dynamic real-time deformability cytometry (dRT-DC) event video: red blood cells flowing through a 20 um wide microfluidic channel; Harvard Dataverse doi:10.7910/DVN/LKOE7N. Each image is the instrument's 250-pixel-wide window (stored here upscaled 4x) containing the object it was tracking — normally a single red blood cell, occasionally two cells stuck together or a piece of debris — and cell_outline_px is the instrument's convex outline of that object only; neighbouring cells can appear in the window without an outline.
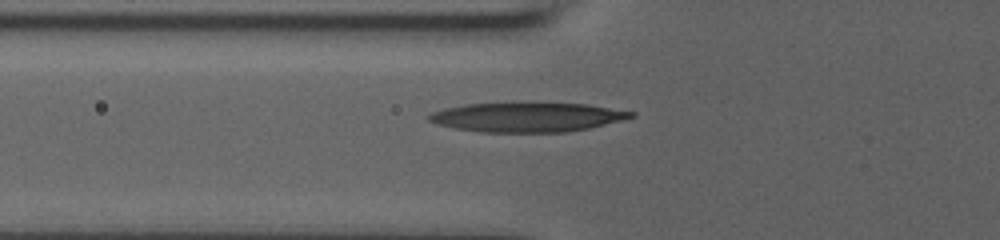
{"species": "human", "species_latin": "Homo sapiens", "temperature_condition": "room temperature", "stored_images_in_passage": 37, "camera_frame_rate_fps": 3000, "um_per_image_px": 0.085, "donor": {"sex": "male"}, "frame": {"image": 1, "passage_image": 2, "time_ms": 0.333, "image_size_px": [1000, 240], "cell_outline_px": [[636, 116], [624, 120], [588, 128], [564, 132], [480, 132], [456, 128], [440, 124], [428, 120], [428, 116], [432, 112], [448, 108], [468, 104], [588, 104], [636, 112]], "centroid_in_image_um": [44.88, 9.97], "position_along_channel_um": 80.9, "area_um2": 33.87}}
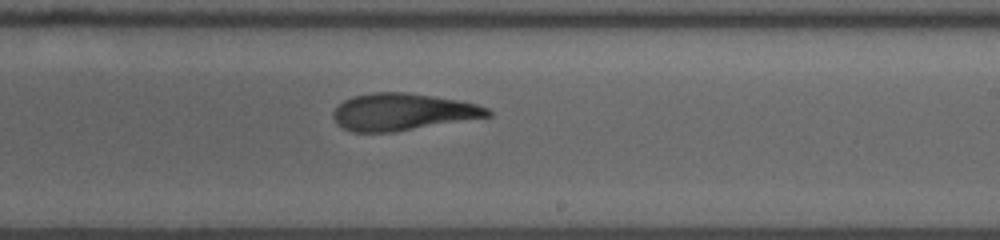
{"frame": {"image": 2, "passage_image": 16, "time_ms": 5.0, "image_size_px": [1000, 240], "cell_outline_px": [[492, 116], [392, 132], [352, 132], [336, 124], [332, 116], [332, 112], [344, 100], [352, 96], [372, 92], [408, 92], [456, 100], [476, 104], [488, 108], [492, 112]], "centroid_in_image_um": [34.19, 9.51], "position_along_channel_um": 254.8, "area_um2": 33.23}}
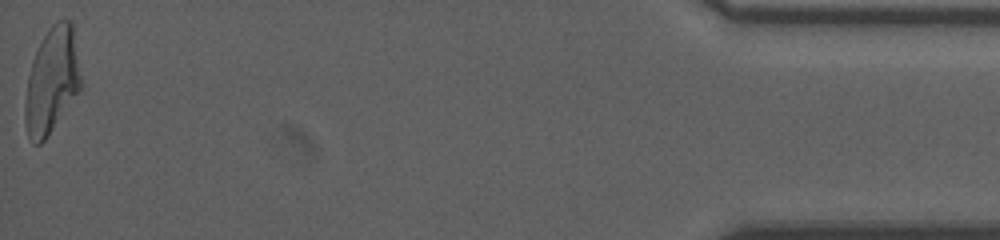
{"frame": {"image": 3, "passage_image": 37, "time_ms": 12.0, "image_size_px": [1000, 240], "cell_outline_px": [[84, 84], [80, 92], [44, 140], [40, 144], [32, 144], [28, 136], [24, 120], [24, 104], [28, 76], [32, 60], [48, 28], [56, 20], [72, 20]], "centroid_in_image_um": [4.44, 6.85], "position_along_channel_um": 430.8, "area_um2": 35.03}, "authors_computed_cell_mechanics": {"area_um2": 34.1598, "velocity_mm_per_s": 3.7203, "shape_relaxation_time_tau1_ms": 7.7954, "shape_relaxation_time_tau2_ms": 2.3241, "deformation_change_tau1": 0.2738, "deformation_change_tau2": 0.1022}}